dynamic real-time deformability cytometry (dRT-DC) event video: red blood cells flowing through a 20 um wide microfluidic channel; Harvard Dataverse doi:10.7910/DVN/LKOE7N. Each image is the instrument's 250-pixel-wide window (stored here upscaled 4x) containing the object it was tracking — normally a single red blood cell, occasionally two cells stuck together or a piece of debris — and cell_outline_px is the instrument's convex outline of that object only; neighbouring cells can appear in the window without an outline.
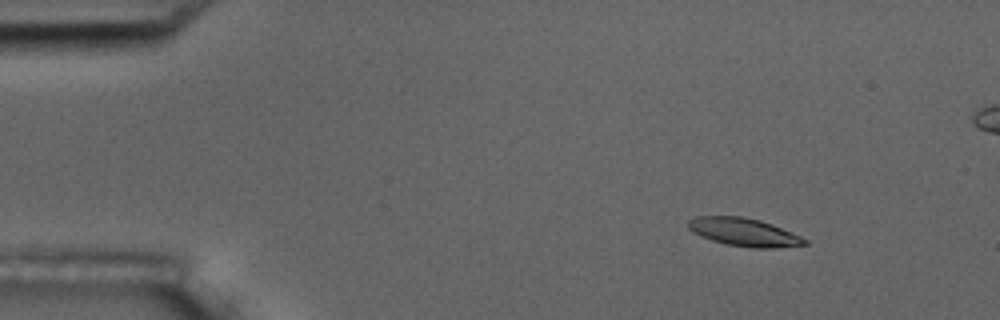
{"species": "common noctule bat (a hibernating species)", "species_latin": "Nyctalus noctula", "temperature_condition": "room temperature", "stored_images_in_passage": 5, "camera_frame_rate_fps": 3000, "um_per_image_px": 0.085, "animal": {"sex": "male", "body_mass_g": 17.5, "forearm_length_mm": 52.3}, "frame": {"image": 1, "passage_image": 2, "time_ms": 1.0, "image_size_px": [1000, 320], "cell_outline_px": [[808, 244], [772, 248], [752, 248], [728, 244], [712, 240], [700, 236], [692, 232], [688, 228], [688, 220], [696, 216], [740, 216], [760, 220], [772, 224], [800, 236], [808, 240]], "centroid_in_image_um": [63.22, 19.73], "position_along_channel_um": 21.8, "area_um2": 18.96}}